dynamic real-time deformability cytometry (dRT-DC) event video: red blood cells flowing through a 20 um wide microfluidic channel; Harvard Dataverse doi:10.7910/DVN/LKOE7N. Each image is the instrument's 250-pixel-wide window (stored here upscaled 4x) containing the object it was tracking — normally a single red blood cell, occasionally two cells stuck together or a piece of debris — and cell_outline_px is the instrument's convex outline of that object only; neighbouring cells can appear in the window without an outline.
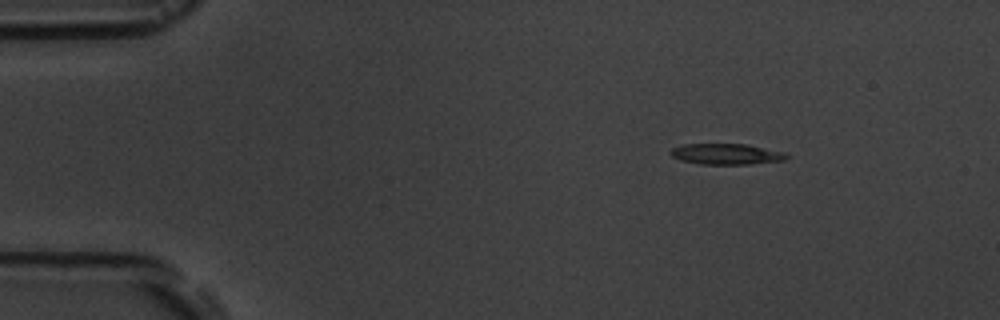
{"species": "common noctule bat (a hibernating species)", "species_latin": "Nyctalus noctula", "temperature_condition": "room temperature", "stored_images_in_passage": 7, "camera_frame_rate_fps": 3000, "um_per_image_px": 0.085, "animal": {"sex": "male", "body_mass_g": 19.5, "forearm_length_mm": 54.6}, "frame": {"image": 1, "passage_image": 1, "time_ms": 0.0, "image_size_px": [1000, 320], "cell_outline_px": [[788, 156], [784, 160], [752, 164], [700, 164], [680, 160], [672, 156], [672, 148], [684, 144], [744, 144], [788, 152]], "centroid_in_image_um": [61.78, 13.09], "position_along_channel_um": 23.2, "area_um2": 14.05}}
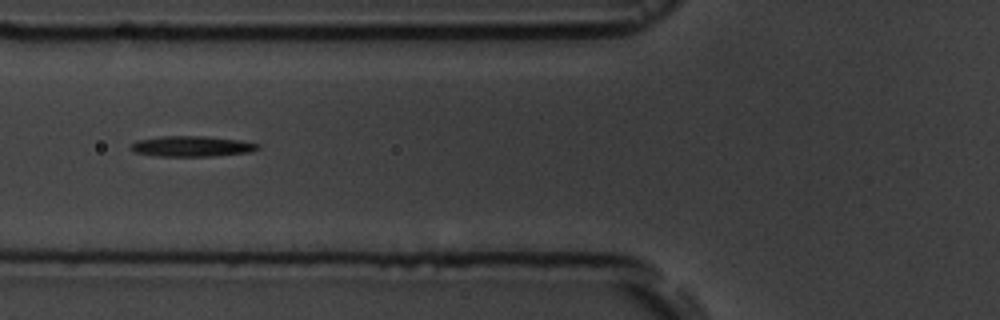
{"frame": {"image": 2, "passage_image": 5, "time_ms": 4.333, "image_size_px": [1000, 320], "cell_outline_px": [[260, 148], [252, 152], [212, 156], [160, 156], [136, 152], [132, 148], [132, 144], [136, 140], [160, 136], [204, 136], [240, 140], [260, 144]], "centroid_in_image_um": [16.37, 12.43], "position_along_channel_um": 109.4, "area_um2": 15.14}}
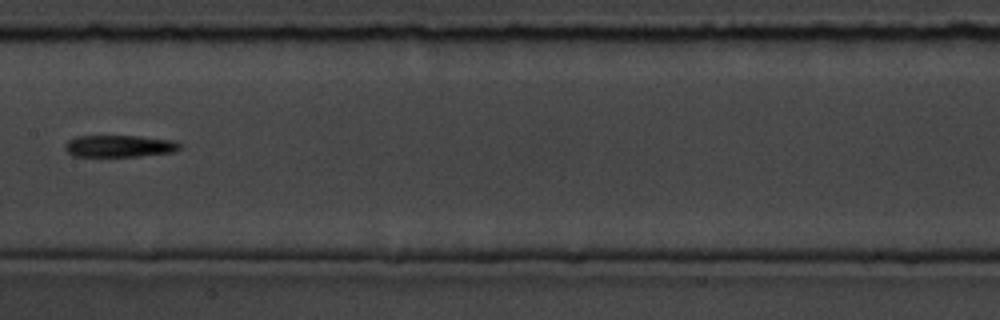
{"frame": {"image": 3, "passage_image": 7, "time_ms": 6.667, "image_size_px": [1000, 320], "cell_outline_px": [[184, 144], [180, 148], [172, 152], [140, 156], [72, 156], [64, 148], [64, 144], [68, 140], [76, 136], [140, 136], [176, 140]], "centroid_in_image_um": [10.18, 12.41], "position_along_channel_um": 197.2, "area_um2": 14.85}}